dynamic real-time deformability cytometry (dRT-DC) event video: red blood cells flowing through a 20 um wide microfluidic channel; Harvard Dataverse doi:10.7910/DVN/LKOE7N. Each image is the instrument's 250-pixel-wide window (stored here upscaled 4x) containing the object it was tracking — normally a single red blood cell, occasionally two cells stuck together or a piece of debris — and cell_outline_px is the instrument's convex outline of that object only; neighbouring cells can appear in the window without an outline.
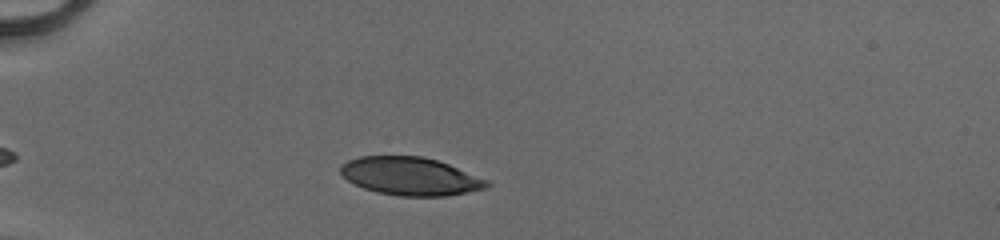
{"species": "human", "species_latin": "Homo sapiens", "temperature_condition": "cold", "stored_images_in_passage": 41, "camera_frame_rate_fps": 3000, "um_per_image_px": 0.085, "donor": {"sex": "male"}, "frame": {"image": 1, "passage_image": 6, "time_ms": 1.667, "image_size_px": [1000, 240], "cell_outline_px": [[492, 184], [488, 188], [444, 196], [400, 196], [376, 192], [364, 188], [348, 180], [340, 172], [340, 164], [348, 160], [360, 156], [424, 156], [448, 164], [488, 180]], "centroid_in_image_um": [34.88, 14.98], "position_along_channel_um": 50.1, "area_um2": 32.37}}
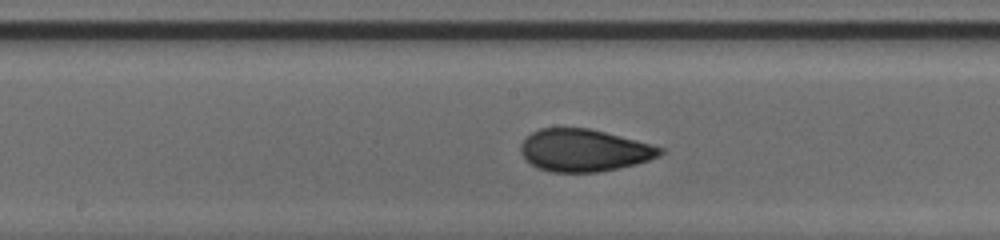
{"frame": {"image": 2, "passage_image": 19, "time_ms": 6.0, "image_size_px": [1000, 240], "cell_outline_px": [[664, 152], [660, 156], [636, 164], [600, 172], [552, 172], [540, 168], [532, 164], [520, 152], [520, 144], [532, 132], [540, 128], [588, 128], [636, 140], [664, 148]], "centroid_in_image_um": [49.66, 12.78], "position_along_channel_um": 198.5, "area_um2": 34.1}}
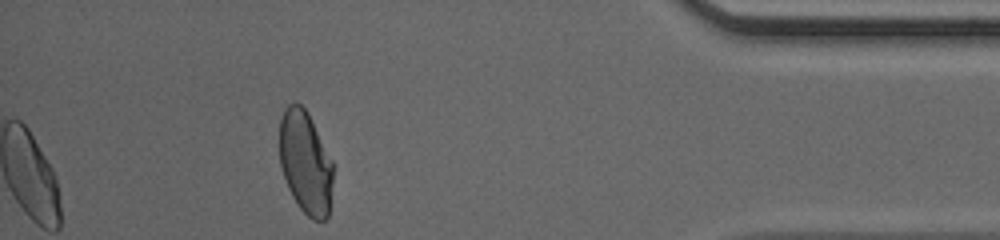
{"frame": {"image": 3, "passage_image": 37, "time_ms": 12.0, "image_size_px": [1000, 240], "cell_outline_px": [[332, 184], [328, 216], [324, 220], [312, 220], [300, 208], [292, 196], [288, 188], [280, 164], [280, 116], [284, 108], [288, 104], [300, 104], [308, 112], [332, 160]], "centroid_in_image_um": [25.95, 13.8], "position_along_channel_um": 409.2, "area_um2": 31.96}, "authors_computed_cell_mechanics": {"area_um2": 33.8708, "velocity_mm_per_s": 4.1399, "shape_relaxation_time_tau1_ms": 4.5654, "shape_relaxation_time_tau2_ms": 0.7717, "deformation_change_tau1": 0.183, "deformation_change_tau2": 0.0459}}